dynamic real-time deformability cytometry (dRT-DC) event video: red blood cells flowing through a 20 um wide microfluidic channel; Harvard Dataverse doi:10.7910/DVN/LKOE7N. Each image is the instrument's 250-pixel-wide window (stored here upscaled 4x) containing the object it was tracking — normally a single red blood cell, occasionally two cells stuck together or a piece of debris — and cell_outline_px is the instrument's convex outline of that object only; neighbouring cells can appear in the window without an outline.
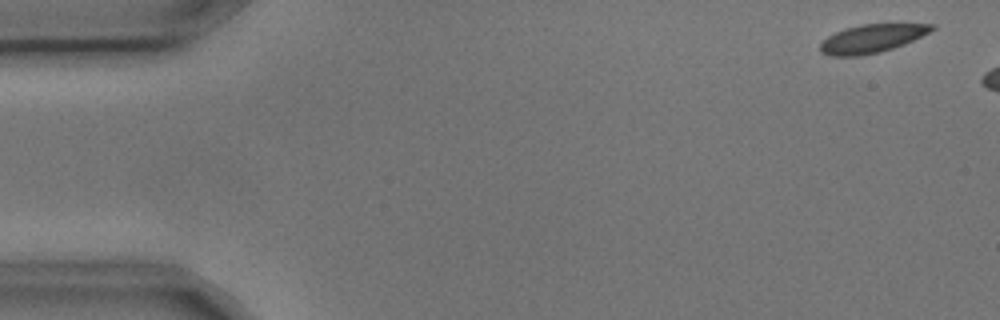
{"species": "common noctule bat (a hibernating species)", "species_latin": "Nyctalus noctula", "temperature_condition": "cold", "stored_images_in_passage": 3, "camera_frame_rate_fps": 3000, "um_per_image_px": 0.085, "animal": {"sex": "male", "body_mass_g": 17.9, "forearm_length_mm": 54.2}, "frame": {"image": 1, "passage_image": 1, "time_ms": 0.0, "image_size_px": [1000, 320], "cell_outline_px": [[936, 28], [904, 44], [880, 52], [860, 56], [832, 56], [820, 52], [820, 44], [828, 36], [844, 28], [860, 24], [936, 24]], "centroid_in_image_um": [74.08, 3.28], "position_along_channel_um": 10.9, "area_um2": 18.26}}